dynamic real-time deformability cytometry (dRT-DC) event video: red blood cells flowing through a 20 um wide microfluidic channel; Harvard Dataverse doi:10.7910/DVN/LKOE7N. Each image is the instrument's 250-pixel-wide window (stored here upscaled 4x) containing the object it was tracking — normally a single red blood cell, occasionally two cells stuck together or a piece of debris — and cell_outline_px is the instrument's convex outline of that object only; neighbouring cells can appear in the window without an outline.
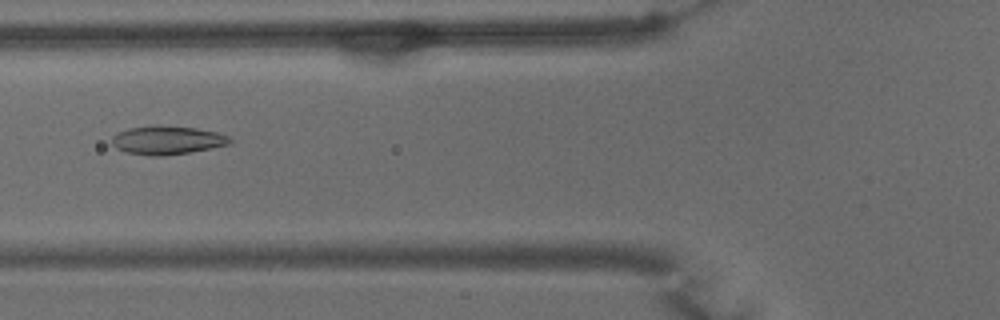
{"species": "common noctule bat (a hibernating species)", "species_latin": "Nyctalus noctula", "temperature_condition": "warm", "stored_images_in_passage": 56, "camera_frame_rate_fps": 3000, "um_per_image_px": 0.085, "animal": {"sex": "male", "body_mass_g": 15.6}, "frame": {"image": 1, "passage_image": 21, "time_ms": 6.667, "image_size_px": [1000, 320], "cell_outline_px": [[232, 140], [228, 144], [188, 152], [160, 156], [152, 156], [124, 152], [116, 148], [112, 144], [112, 136], [128, 128], [152, 124], [196, 128], [216, 132], [228, 136]], "centroid_in_image_um": [14.15, 11.9], "position_along_channel_um": 111.7, "area_um2": 19.54}}
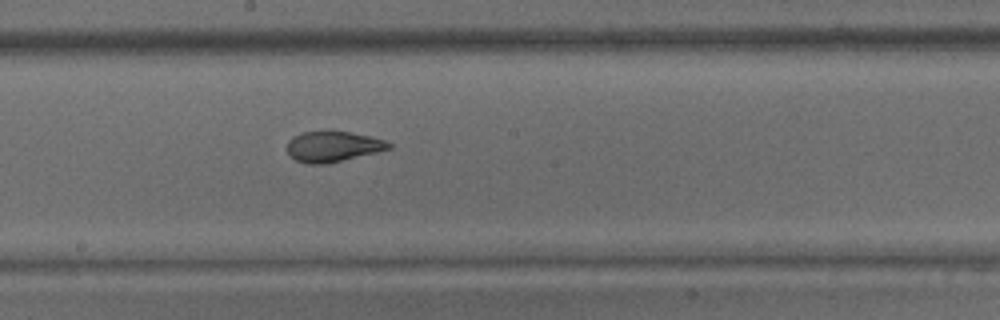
{"frame": {"image": 2, "passage_image": 30, "time_ms": 9.667, "image_size_px": [1000, 320], "cell_outline_px": [[392, 148], [328, 164], [308, 164], [296, 160], [288, 152], [288, 140], [292, 136], [300, 132], [328, 128], [332, 128], [372, 136], [384, 140], [392, 144]], "centroid_in_image_um": [28.29, 12.4], "position_along_channel_um": 219.9, "area_um2": 18.84}}
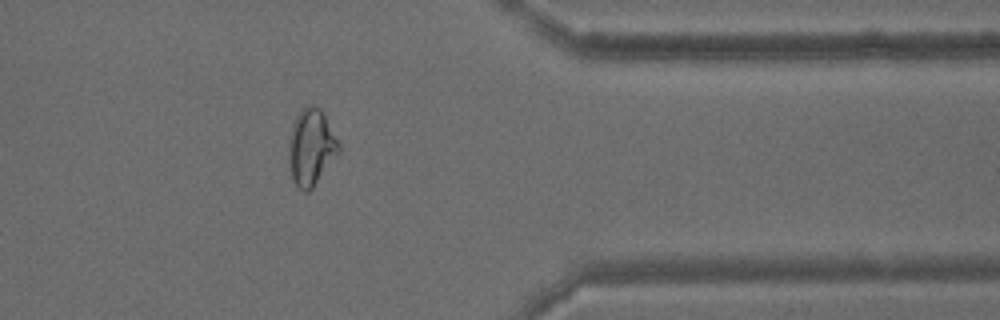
{"frame": {"image": 3, "passage_image": 45, "time_ms": 14.667, "image_size_px": [1000, 320], "cell_outline_px": [[340, 152], [312, 188], [308, 192], [304, 192], [292, 180], [288, 160], [288, 144], [292, 124], [300, 108], [312, 104], [320, 108], [340, 144]], "centroid_in_image_um": [26.43, 12.5], "position_along_channel_um": 385.0, "area_um2": 22.37}, "authors_computed_cell_mechanics": {"area_um2": 21.4727, "velocity_mm_per_s": 3.6097, "shape_relaxation_time_tau1_ms": 9.4972, "shape_relaxation_time_tau2_ms": 1.2246, "deformation_change_tau1": 0.2295, "deformation_change_tau2": 0.075}}